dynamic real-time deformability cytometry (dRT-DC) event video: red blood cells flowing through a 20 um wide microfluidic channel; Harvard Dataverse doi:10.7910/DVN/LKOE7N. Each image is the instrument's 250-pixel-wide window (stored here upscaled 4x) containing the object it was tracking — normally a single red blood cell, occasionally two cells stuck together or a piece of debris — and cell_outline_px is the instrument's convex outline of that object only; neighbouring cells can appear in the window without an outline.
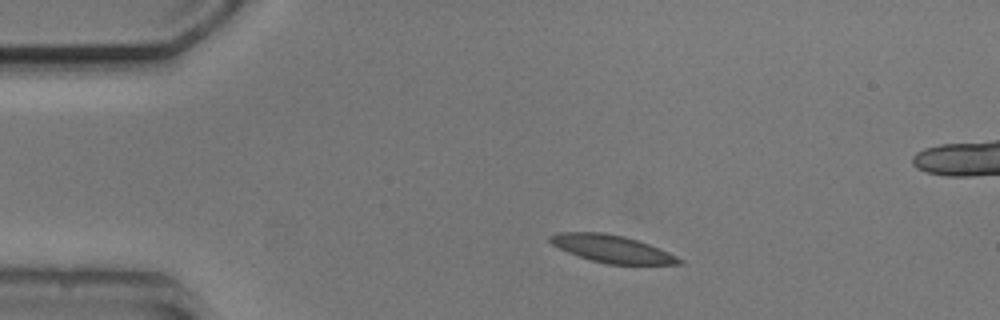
{"species": "common noctule bat (a hibernating species)", "species_latin": "Nyctalus noctula", "temperature_condition": "cold", "stored_images_in_passage": 5, "camera_frame_rate_fps": 3000, "um_per_image_px": 0.085, "animal": {"sex": "male", "body_mass_g": 20.5, "forearm_length_mm": 52.5}, "frame": {"image": 1, "passage_image": 2, "time_ms": 1.333, "image_size_px": [1000, 320], "cell_outline_px": [[684, 264], [608, 264], [592, 260], [568, 252], [552, 244], [548, 240], [548, 236], [556, 232], [604, 232], [624, 236], [660, 248], [684, 260]], "centroid_in_image_um": [52.01, 21.14], "position_along_channel_um": 33.0, "area_um2": 20.52}}